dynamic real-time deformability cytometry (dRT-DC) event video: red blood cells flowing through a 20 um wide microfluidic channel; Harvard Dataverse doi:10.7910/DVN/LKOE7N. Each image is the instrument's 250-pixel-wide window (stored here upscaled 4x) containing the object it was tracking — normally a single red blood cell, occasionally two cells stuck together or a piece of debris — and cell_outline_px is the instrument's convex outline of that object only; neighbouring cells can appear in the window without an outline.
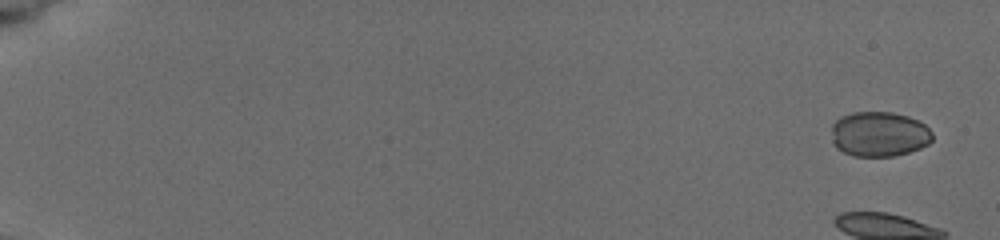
{"species": "common noctule bat (a hibernating species)", "species_latin": "Nyctalus noctula", "temperature_condition": "cold", "stored_images_in_passage": 9, "camera_frame_rate_fps": 3000, "um_per_image_px": 0.085, "animal": {"sex": "female", "body_mass_g": 19.5, "forearm_length_mm": 54.1}, "frame": {"image": 1, "passage_image": 1, "time_ms": 0.0, "image_size_px": [1000, 240], "cell_outline_px": [[932, 140], [928, 144], [920, 148], [908, 152], [892, 156], [852, 156], [836, 148], [832, 144], [832, 124], [840, 116], [852, 112], [892, 112], [908, 116], [924, 124], [932, 132]], "centroid_in_image_um": [74.7, 11.39], "position_along_channel_um": 10.3, "area_um2": 26.59}}